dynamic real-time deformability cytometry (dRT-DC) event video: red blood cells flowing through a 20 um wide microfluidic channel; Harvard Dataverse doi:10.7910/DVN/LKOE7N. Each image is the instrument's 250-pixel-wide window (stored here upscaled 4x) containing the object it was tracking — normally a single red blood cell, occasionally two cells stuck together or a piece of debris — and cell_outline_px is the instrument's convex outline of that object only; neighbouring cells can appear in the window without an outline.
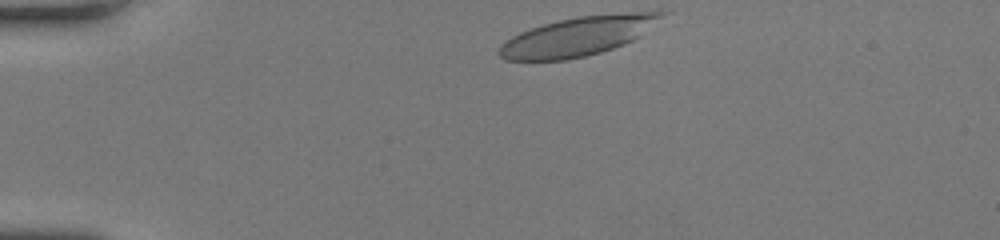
{"species": "human", "species_latin": "Homo sapiens", "temperature_condition": "room temperature", "stored_images_in_passage": 33, "camera_frame_rate_fps": 3000, "um_per_image_px": 0.085, "donor": {"sex": "female"}, "frame": {"image": 1, "passage_image": 1, "time_ms": 0.0, "image_size_px": [1000, 240], "cell_outline_px": [[668, 12], [664, 16], [640, 36], [624, 44], [600, 52], [584, 56], [564, 60], [504, 60], [496, 52], [500, 44], [512, 36], [520, 32], [544, 24], [560, 20], [580, 16], [632, 12]], "centroid_in_image_um": [49.08, 3.09], "position_along_channel_um": 35.9, "area_um2": 36.53}}
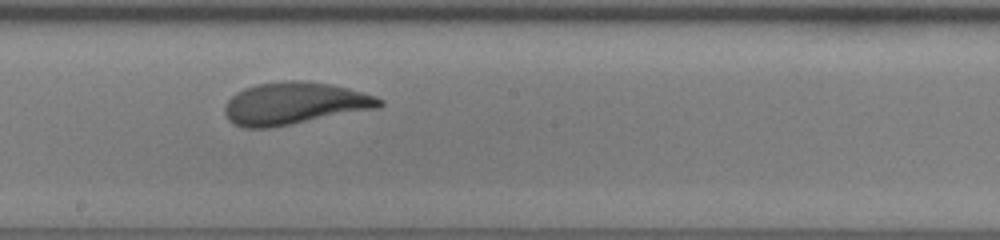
{"frame": {"image": 2, "passage_image": 19, "time_ms": 6.0, "image_size_px": [1000, 240], "cell_outline_px": [[384, 104], [380, 108], [268, 128], [244, 128], [232, 124], [228, 120], [224, 112], [224, 108], [228, 100], [236, 92], [244, 88], [256, 84], [288, 80], [304, 80], [332, 84], [348, 88], [376, 96], [384, 100]], "centroid_in_image_um": [25.03, 8.79], "position_along_channel_um": 223.2, "area_um2": 38.32}}
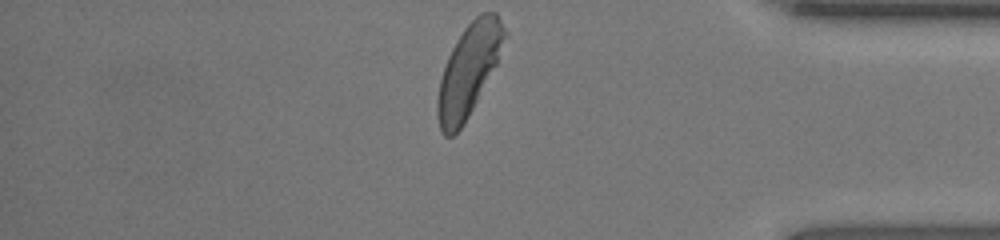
{"frame": {"image": 3, "passage_image": 33, "time_ms": 10.667, "image_size_px": [1000, 240], "cell_outline_px": [[508, 32], [496, 64], [464, 124], [452, 136], [444, 136], [440, 128], [436, 112], [436, 100], [440, 80], [448, 56], [456, 40], [464, 28], [480, 12], [496, 12]], "centroid_in_image_um": [39.83, 5.95], "position_along_channel_um": 395.4, "area_um2": 35.43}, "authors_computed_cell_mechanics": {"area_um2": 37.3966, "velocity_mm_per_s": 4.1515, "shape_relaxation_time_tau1_ms": 3.3942, "shape_relaxation_time_tau2_ms": 0.9229, "deformation_change_tau1": 0.1692, "deformation_change_tau2": 0.0703}}